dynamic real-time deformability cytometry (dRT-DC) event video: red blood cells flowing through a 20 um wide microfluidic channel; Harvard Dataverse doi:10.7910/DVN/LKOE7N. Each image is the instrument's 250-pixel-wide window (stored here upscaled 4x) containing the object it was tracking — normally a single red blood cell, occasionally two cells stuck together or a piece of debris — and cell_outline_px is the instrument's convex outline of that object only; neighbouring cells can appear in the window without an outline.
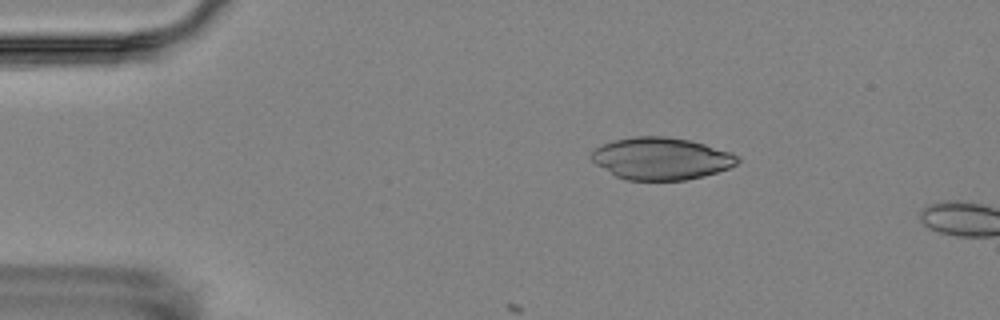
{"species": "Egyptian fruit bat (a non-hibernating species)", "species_latin": "Rousettus aegyptiacus", "temperature_condition": "room temperature", "stored_images_in_passage": 7, "camera_frame_rate_fps": 3000, "um_per_image_px": 0.085, "animal": {"sex": "female"}, "frame": {"image": 1, "passage_image": 3, "time_ms": 2.667, "image_size_px": [1000, 320], "cell_outline_px": [[740, 160], [736, 164], [728, 168], [704, 176], [684, 180], [628, 180], [616, 176], [596, 164], [588, 156], [596, 148], [612, 140], [636, 136], [664, 136], [688, 140], [704, 144], [732, 152], [740, 156]], "centroid_in_image_um": [56.2, 13.47], "position_along_channel_um": 28.8, "area_um2": 35.84}}